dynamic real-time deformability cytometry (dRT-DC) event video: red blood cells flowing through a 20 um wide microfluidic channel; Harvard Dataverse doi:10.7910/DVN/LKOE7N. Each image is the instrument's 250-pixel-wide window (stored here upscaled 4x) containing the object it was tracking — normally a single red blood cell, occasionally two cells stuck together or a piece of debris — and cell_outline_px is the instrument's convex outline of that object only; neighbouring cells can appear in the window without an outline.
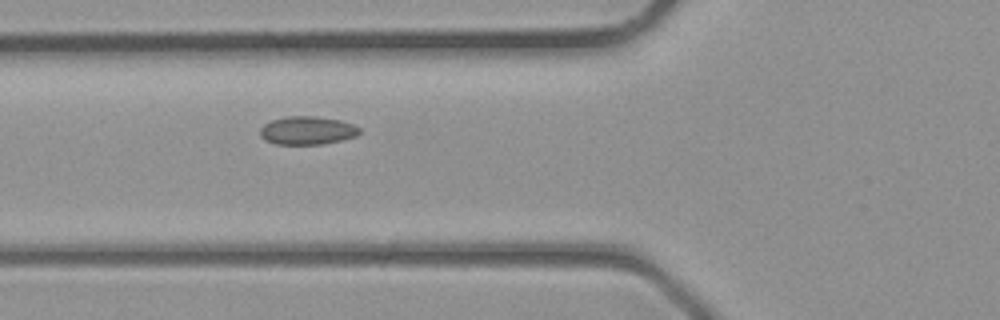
{"species": "common noctule bat (a hibernating species)", "species_latin": "Nyctalus noctula", "temperature_condition": "room temperature", "stored_images_in_passage": 5, "camera_frame_rate_fps": 3000, "um_per_image_px": 0.085, "animal": {"sex": "male", "body_mass_g": 23.1, "forearm_length_mm": 52.7}, "frame": {"image": 1, "passage_image": 5, "time_ms": 1.333, "image_size_px": [1000, 320], "cell_outline_px": [[360, 132], [356, 136], [324, 144], [276, 144], [264, 140], [260, 136], [260, 128], [264, 124], [272, 120], [288, 116], [316, 116], [340, 120], [352, 124], [360, 128]], "centroid_in_image_um": [26.1, 11.09], "position_along_channel_um": 99.7, "area_um2": 16.36}}